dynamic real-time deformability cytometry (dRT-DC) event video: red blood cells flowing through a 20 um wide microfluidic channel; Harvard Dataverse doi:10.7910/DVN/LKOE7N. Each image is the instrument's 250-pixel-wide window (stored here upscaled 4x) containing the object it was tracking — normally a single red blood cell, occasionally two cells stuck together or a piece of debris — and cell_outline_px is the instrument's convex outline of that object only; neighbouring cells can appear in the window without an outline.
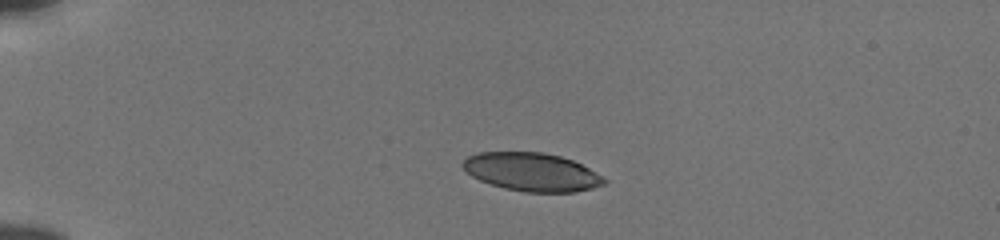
{"species": "human", "species_latin": "Homo sapiens", "temperature_condition": "cold", "stored_images_in_passage": 42, "camera_frame_rate_fps": 3000, "um_per_image_px": 0.085, "donor": {"sex": "male"}, "frame": {"image": 1, "passage_image": 1, "time_ms": 0.0, "image_size_px": [1000, 240], "cell_outline_px": [[608, 180], [604, 184], [592, 188], [576, 192], [524, 192], [504, 188], [480, 180], [472, 176], [460, 164], [468, 156], [476, 152], [544, 152], [560, 156], [572, 160], [588, 168]], "centroid_in_image_um": [45.19, 14.61], "position_along_channel_um": 39.8, "area_um2": 31.44}}
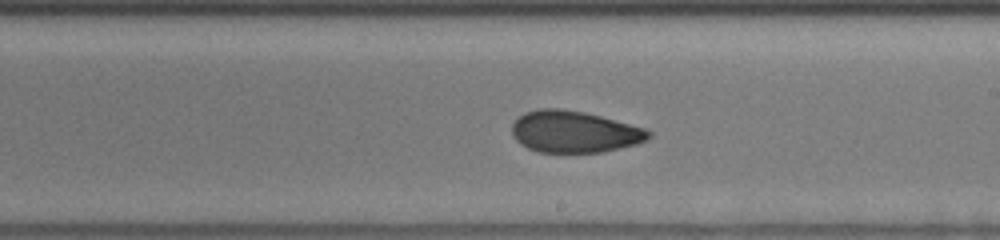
{"frame": {"image": 2, "passage_image": 21, "time_ms": 6.667, "image_size_px": [1000, 240], "cell_outline_px": [[652, 136], [648, 140], [636, 144], [604, 152], [536, 152], [520, 144], [512, 136], [512, 124], [516, 116], [524, 112], [540, 108], [560, 108], [584, 112], [600, 116], [644, 128], [652, 132]], "centroid_in_image_um": [48.78, 11.2], "position_along_channel_um": 240.2, "area_um2": 33.47}}
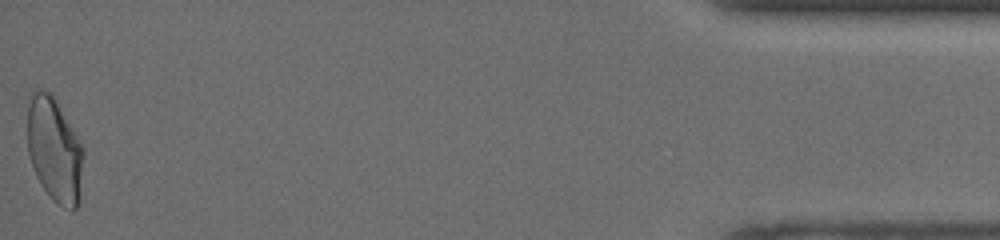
{"frame": {"image": 3, "passage_image": 42, "time_ms": 13.667, "image_size_px": [1000, 240], "cell_outline_px": [[84, 152], [76, 208], [72, 212], [56, 204], [52, 200], [40, 184], [36, 176], [28, 152], [28, 104], [32, 92], [52, 92], [84, 148]], "centroid_in_image_um": [4.62, 12.75], "position_along_channel_um": 430.6, "area_um2": 33.81}, "authors_computed_cell_mechanics": {"area_um2": 33.3217, "velocity_mm_per_s": 3.8414, "shape_relaxation_time_tau1_ms": null, "shape_relaxation_time_tau2_ms": 2.2685, "deformation_change_tau1": null, "deformation_change_tau2": 0.0739}}